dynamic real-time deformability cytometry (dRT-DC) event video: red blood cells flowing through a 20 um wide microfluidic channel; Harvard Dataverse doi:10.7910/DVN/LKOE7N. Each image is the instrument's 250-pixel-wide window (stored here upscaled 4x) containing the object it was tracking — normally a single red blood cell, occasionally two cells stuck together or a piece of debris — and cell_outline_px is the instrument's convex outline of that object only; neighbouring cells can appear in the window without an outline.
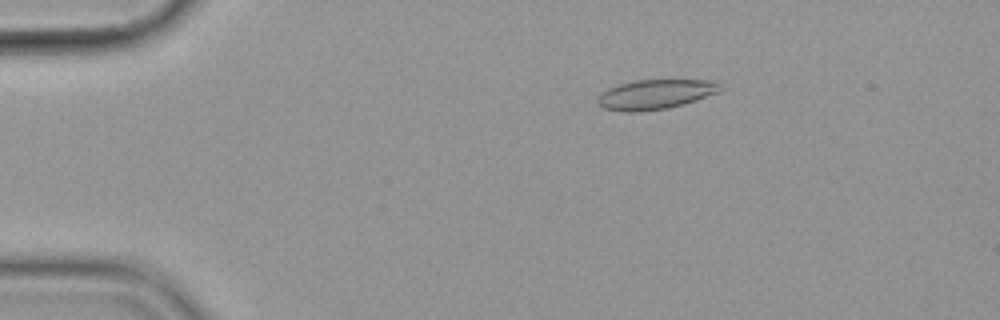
{"species": "common noctule bat (a hibernating species)", "species_latin": "Nyctalus noctula", "temperature_condition": "cold", "stored_images_in_passage": 6, "camera_frame_rate_fps": 3000, "um_per_image_px": 0.085, "animal": {"sex": "female", "body_mass_g": 19.9}, "frame": {"image": 1, "passage_image": 4, "time_ms": 3.333, "image_size_px": [1000, 320], "cell_outline_px": [[724, 88], [720, 92], [684, 104], [668, 108], [640, 112], [624, 112], [604, 108], [596, 104], [596, 96], [600, 92], [608, 88], [620, 84], [636, 80], [720, 80]], "centroid_in_image_um": [55.73, 8.02], "position_along_channel_um": 29.3, "area_um2": 21.73}}